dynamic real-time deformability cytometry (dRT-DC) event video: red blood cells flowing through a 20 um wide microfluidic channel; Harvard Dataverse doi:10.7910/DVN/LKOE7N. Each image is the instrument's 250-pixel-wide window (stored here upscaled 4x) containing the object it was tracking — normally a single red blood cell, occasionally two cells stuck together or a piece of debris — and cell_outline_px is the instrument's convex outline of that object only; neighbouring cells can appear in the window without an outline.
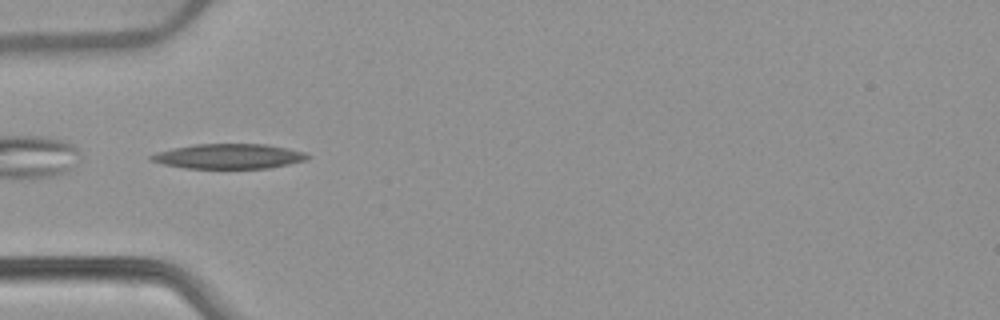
{"species": "common noctule bat (a hibernating species)", "species_latin": "Nyctalus noctula", "temperature_condition": "warm", "stored_images_in_passage": 31, "camera_frame_rate_fps": 3000, "um_per_image_px": 0.085, "animal": {"sex": "female", "body_mass_g": 22.7, "forearm_length_mm": 54.2}, "frame": {"image": 1, "passage_image": 1, "time_ms": 0.0, "image_size_px": [1000, 320], "cell_outline_px": [[312, 156], [308, 160], [268, 168], [184, 168], [164, 164], [148, 160], [148, 156], [156, 152], [172, 148], [192, 144], [264, 144], [288, 148], [304, 152]], "centroid_in_image_um": [19.43, 13.28], "position_along_channel_um": 65.6, "area_um2": 22.83}}
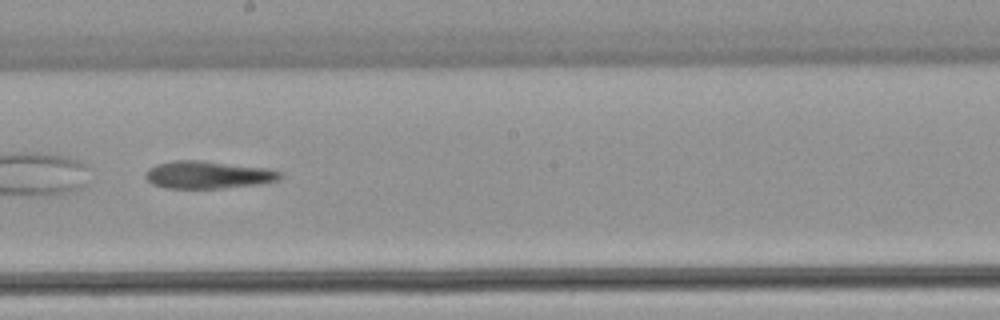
{"frame": {"image": 2, "passage_image": 14, "time_ms": 4.333, "image_size_px": [1000, 320], "cell_outline_px": [[284, 176], [280, 180], [260, 184], [220, 188], [168, 188], [152, 184], [144, 176], [148, 168], [156, 164], [176, 160], [200, 160], [268, 168], [280, 172]], "centroid_in_image_um": [17.7, 14.85], "position_along_channel_um": 230.5, "area_um2": 21.68}, "authors_computed_cell_mechanics": {"area_um2": 22.1374, "velocity_mm_per_s": 3.8268, "shape_relaxation_time_tau1_ms": null, "shape_relaxation_time_tau2_ms": 3.4845, "deformation_change_tau1": null, "deformation_change_tau2": 0.1071}}